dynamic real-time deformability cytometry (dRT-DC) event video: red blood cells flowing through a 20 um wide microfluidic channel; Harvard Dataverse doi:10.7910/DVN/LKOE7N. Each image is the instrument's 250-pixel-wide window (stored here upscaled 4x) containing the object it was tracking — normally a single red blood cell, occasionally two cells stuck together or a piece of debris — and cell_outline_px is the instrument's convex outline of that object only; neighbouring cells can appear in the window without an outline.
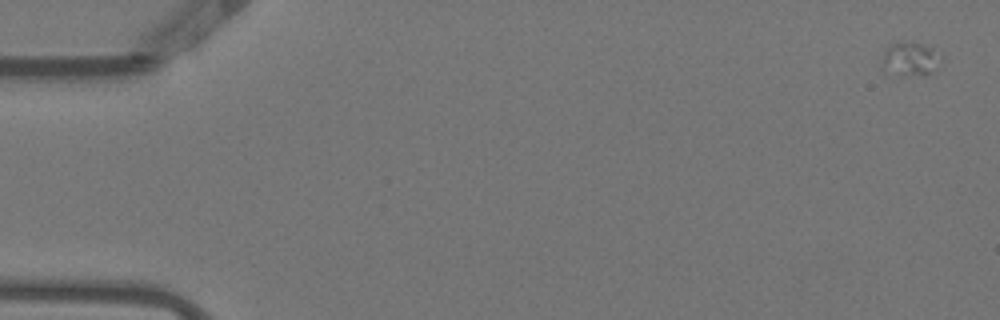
{"species": "Egyptian fruit bat (a non-hibernating species)", "species_latin": "Rousettus aegyptiacus", "temperature_condition": "warm", "stored_images_in_passage": 24, "camera_frame_rate_fps": 3000, "um_per_image_px": 0.085, "animal": {"sex": "female"}, "frame": {"image": 1, "passage_image": 1, "time_ms": 0.0, "image_size_px": [1000, 320], "cell_outline_px": [[936, 52], [928, 76], [884, 76], [880, 68], [880, 60], [884, 48], [888, 44], [896, 40], [920, 44], [932, 48]], "centroid_in_image_um": [77.06, 5.05], "position_along_channel_um": 7.9, "area_um2": 11.91}}